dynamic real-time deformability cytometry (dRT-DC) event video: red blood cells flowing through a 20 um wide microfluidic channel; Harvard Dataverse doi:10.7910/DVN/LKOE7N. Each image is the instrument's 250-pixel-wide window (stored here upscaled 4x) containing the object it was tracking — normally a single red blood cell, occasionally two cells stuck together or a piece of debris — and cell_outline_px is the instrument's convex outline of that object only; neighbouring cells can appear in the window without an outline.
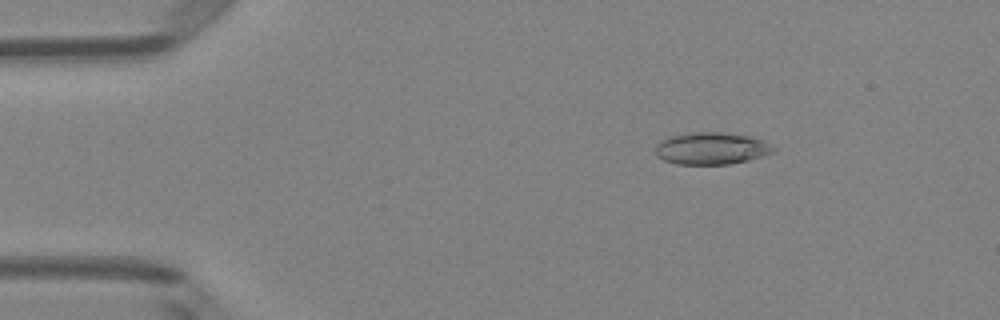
{"species": "Egyptian fruit bat (a non-hibernating species)", "species_latin": "Rousettus aegyptiacus", "temperature_condition": "room temperature", "stored_images_in_passage": 50, "camera_frame_rate_fps": 3000, "um_per_image_px": 0.085, "animal": {"sex": "female"}, "frame": {"image": 1, "passage_image": 8, "time_ms": 2.333, "image_size_px": [1000, 320], "cell_outline_px": [[776, 152], [748, 160], [728, 164], [676, 164], [664, 160], [656, 156], [656, 144], [660, 140], [668, 136], [696, 132], [720, 132], [748, 136], [764, 140], [776, 148]], "centroid_in_image_um": [60.47, 12.61], "position_along_channel_um": 24.5, "area_um2": 22.14}}
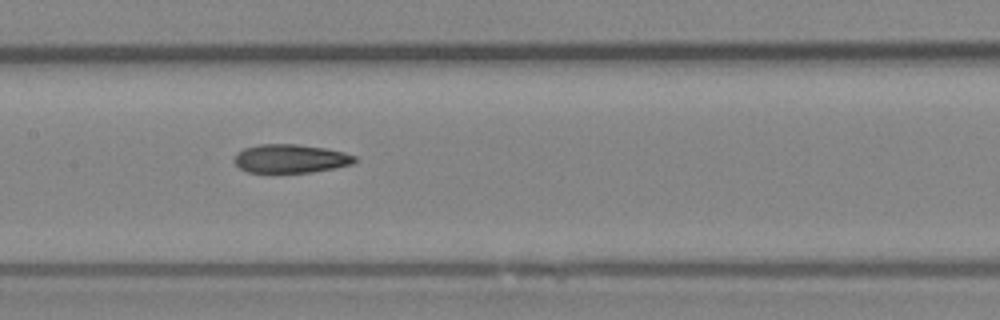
{"frame": {"image": 2, "passage_image": 25, "time_ms": 8.0, "image_size_px": [1000, 320], "cell_outline_px": [[360, 160], [352, 164], [336, 168], [312, 172], [248, 172], [240, 168], [232, 160], [236, 152], [244, 148], [260, 144], [296, 144], [324, 148], [344, 152], [356, 156]], "centroid_in_image_um": [24.71, 13.48], "position_along_channel_um": 182.7, "area_um2": 20.23}}
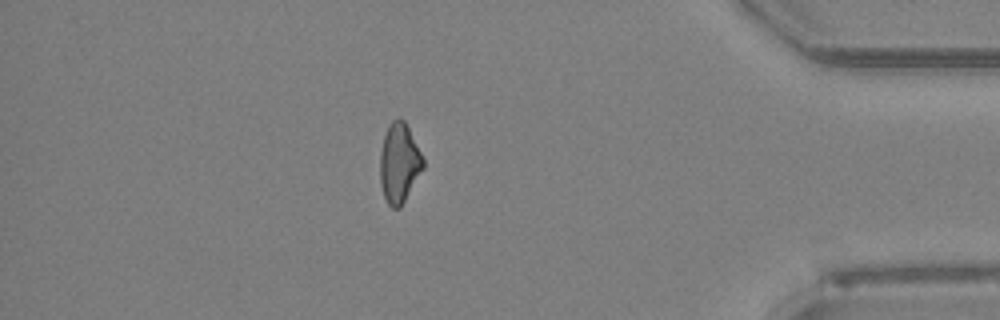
{"frame": {"image": 3, "passage_image": 44, "time_ms": 14.333, "image_size_px": [1000, 320], "cell_outline_px": [[424, 168], [400, 208], [392, 208], [388, 204], [384, 196], [380, 184], [380, 152], [384, 136], [388, 124], [392, 120], [400, 116], [404, 120], [424, 160]], "centroid_in_image_um": [33.92, 13.86], "position_along_channel_um": 401.3, "area_um2": 19.94}, "authors_computed_cell_mechanics": {"area_um2": 20.8658, "velocity_mm_per_s": 4.0559, "shape_relaxation_time_tau1_ms": 6.886, "shape_relaxation_time_tau2_ms": 5.326, "deformation_change_tau1": 0.196, "deformation_change_tau2": 0.1494}}